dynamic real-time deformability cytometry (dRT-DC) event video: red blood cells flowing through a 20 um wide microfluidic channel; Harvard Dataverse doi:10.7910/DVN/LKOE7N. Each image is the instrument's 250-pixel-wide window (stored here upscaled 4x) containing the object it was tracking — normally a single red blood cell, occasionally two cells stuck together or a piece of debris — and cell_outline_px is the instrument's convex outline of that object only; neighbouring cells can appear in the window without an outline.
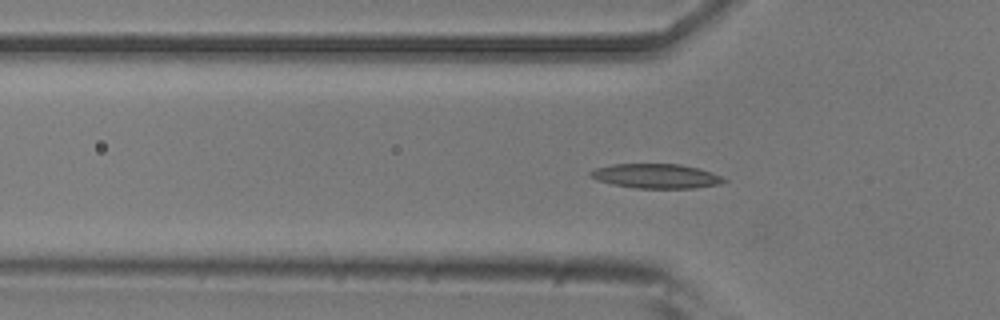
{"species": "common noctule bat (a hibernating species)", "species_latin": "Nyctalus noctula", "temperature_condition": "room temperature", "stored_images_in_passage": 41, "segment_of_instrument_passage": [1, 2], "camera_frame_rate_fps": 3000, "um_per_image_px": 0.085, "animal": {"sex": "male", "body_mass_g": 20.5, "forearm_length_mm": 52.5}, "frame": {"image": 1, "passage_image": 4, "time_ms": 1.0, "image_size_px": [1000, 320], "cell_outline_px": [[728, 180], [720, 184], [696, 188], [636, 188], [612, 184], [596, 180], [588, 176], [588, 172], [596, 168], [612, 164], [680, 164], [712, 172]], "centroid_in_image_um": [55.74, 14.97], "position_along_channel_um": 70.1, "area_um2": 19.07}}
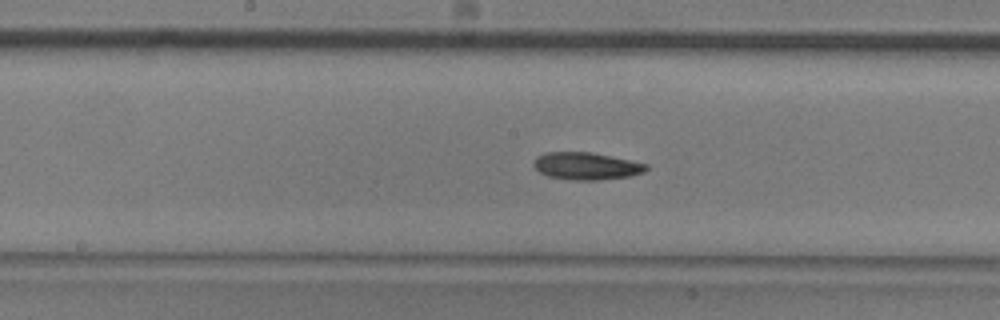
{"frame": {"image": 2, "passage_image": 14, "time_ms": 4.333, "image_size_px": [1000, 320], "cell_outline_px": [[648, 168], [644, 172], [628, 176], [600, 180], [568, 180], [548, 176], [540, 172], [532, 164], [536, 156], [544, 152], [592, 152], [648, 164]], "centroid_in_image_um": [49.81, 14.11], "position_along_channel_um": 198.4, "area_um2": 17.98}}
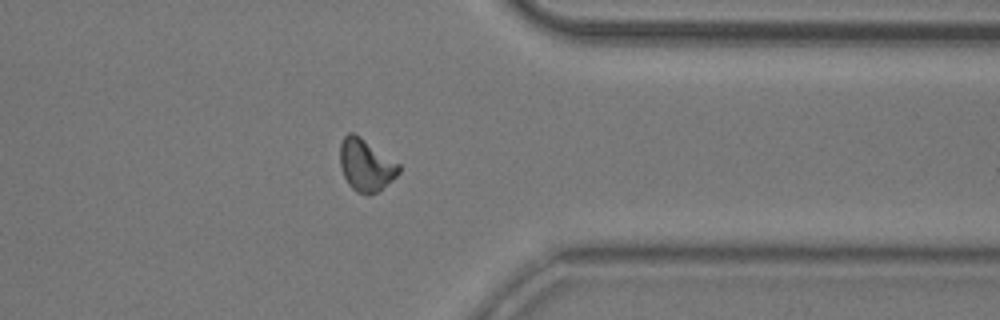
{"frame": {"image": 3, "passage_image": 29, "time_ms": 9.333, "image_size_px": [1000, 320], "cell_outline_px": [[400, 172], [392, 180], [376, 192], [368, 196], [356, 192], [348, 184], [340, 168], [340, 144], [344, 136], [348, 132], [352, 132], [360, 136], [400, 164]], "centroid_in_image_um": [31.08, 14.03], "position_along_channel_um": 380.3, "area_um2": 17.92}}